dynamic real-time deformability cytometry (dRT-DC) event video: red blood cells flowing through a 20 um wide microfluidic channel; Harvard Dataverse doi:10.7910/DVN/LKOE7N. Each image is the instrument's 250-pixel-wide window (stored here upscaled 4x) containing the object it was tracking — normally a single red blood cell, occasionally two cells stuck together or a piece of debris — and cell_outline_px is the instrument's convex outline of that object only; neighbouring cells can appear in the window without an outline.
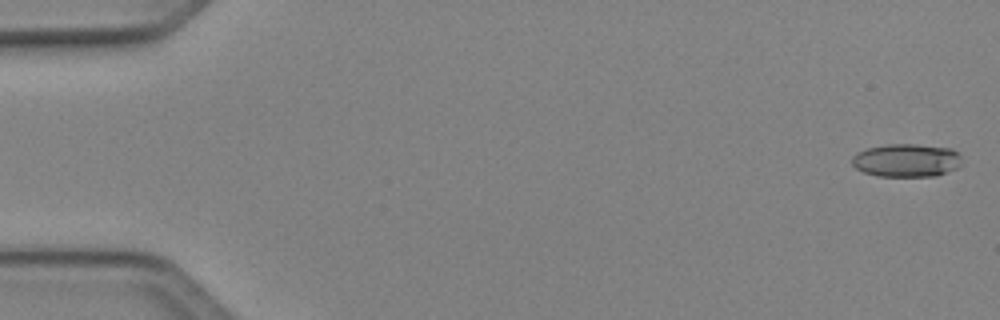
{"species": "Egyptian fruit bat (a non-hibernating species)", "species_latin": "Rousettus aegyptiacus", "temperature_condition": "cold", "stored_images_in_passage": 51, "camera_frame_rate_fps": 3000, "um_per_image_px": 0.085, "animal": {"sex": "female"}, "frame": {"image": 1, "passage_image": 2, "time_ms": 0.333, "image_size_px": [1000, 320], "cell_outline_px": [[960, 164], [956, 168], [936, 176], [876, 176], [864, 172], [856, 168], [852, 164], [852, 156], [856, 152], [868, 148], [888, 144], [916, 144], [952, 148], [960, 156]], "centroid_in_image_um": [77.03, 13.62], "position_along_channel_um": 8.0, "area_um2": 21.21}}
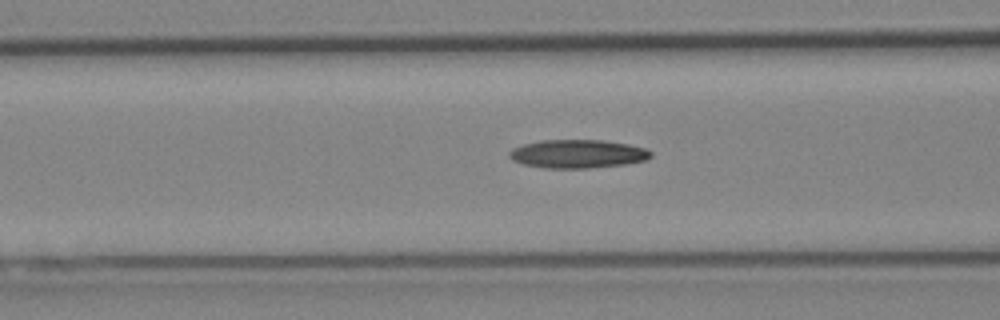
{"frame": {"image": 2, "passage_image": 21, "time_ms": 6.667, "image_size_px": [1000, 320], "cell_outline_px": [[652, 156], [644, 160], [624, 164], [588, 168], [544, 168], [524, 164], [512, 160], [508, 156], [508, 152], [512, 148], [524, 144], [540, 140], [604, 140], [628, 144], [644, 148], [652, 152]], "centroid_in_image_um": [49.06, 13.07], "position_along_channel_um": 117.5, "area_um2": 23.41}}
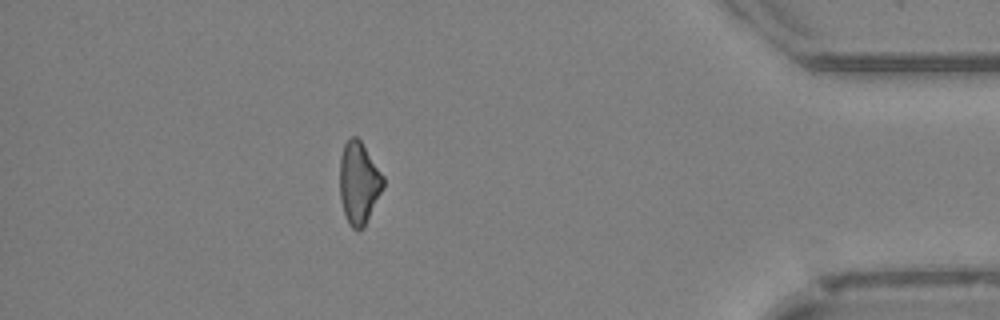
{"frame": {"image": 3, "passage_image": 45, "time_ms": 14.667, "image_size_px": [1000, 320], "cell_outline_px": [[384, 184], [364, 228], [356, 232], [348, 224], [340, 200], [340, 156], [344, 144], [352, 136], [356, 136], [360, 140], [384, 176]], "centroid_in_image_um": [30.48, 15.57], "position_along_channel_um": 404.7, "area_um2": 20.75}}